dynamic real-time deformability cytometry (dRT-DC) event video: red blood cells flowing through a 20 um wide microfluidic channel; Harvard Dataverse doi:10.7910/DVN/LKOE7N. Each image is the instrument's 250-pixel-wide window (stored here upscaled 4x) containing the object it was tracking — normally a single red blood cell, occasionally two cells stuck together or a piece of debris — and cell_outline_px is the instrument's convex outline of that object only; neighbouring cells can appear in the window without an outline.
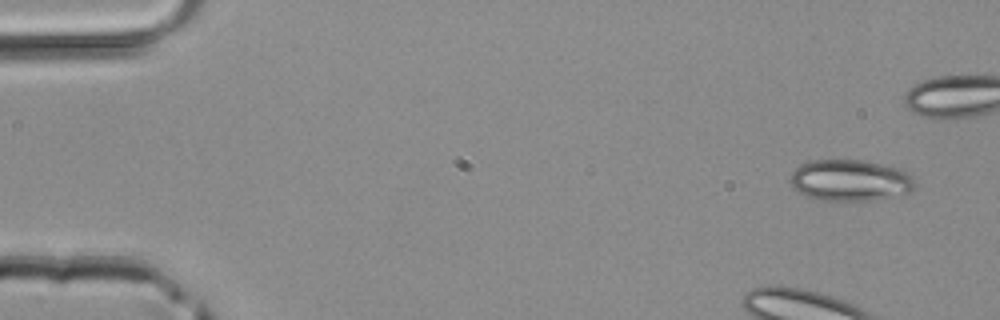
{"species": "common noctule bat (a hibernating species)", "species_latin": "Nyctalus noctula", "temperature_condition": "room temperature", "stored_images_in_passage": 4, "camera_frame_rate_fps": 3000, "um_per_image_px": 0.085, "animal": {"sex": "male", "body_mass_g": 20.4}, "frame": {"image": 1, "passage_image": 1, "time_ms": 0.0, "image_size_px": [1000, 320], "cell_outline_px": [[916, 184], [912, 192], [872, 200], [820, 200], [804, 196], [796, 192], [792, 188], [788, 180], [792, 172], [800, 164], [812, 160], [860, 160], [900, 168], [912, 176]], "centroid_in_image_um": [72.22, 15.33], "position_along_channel_um": 12.8, "area_um2": 30.29}}